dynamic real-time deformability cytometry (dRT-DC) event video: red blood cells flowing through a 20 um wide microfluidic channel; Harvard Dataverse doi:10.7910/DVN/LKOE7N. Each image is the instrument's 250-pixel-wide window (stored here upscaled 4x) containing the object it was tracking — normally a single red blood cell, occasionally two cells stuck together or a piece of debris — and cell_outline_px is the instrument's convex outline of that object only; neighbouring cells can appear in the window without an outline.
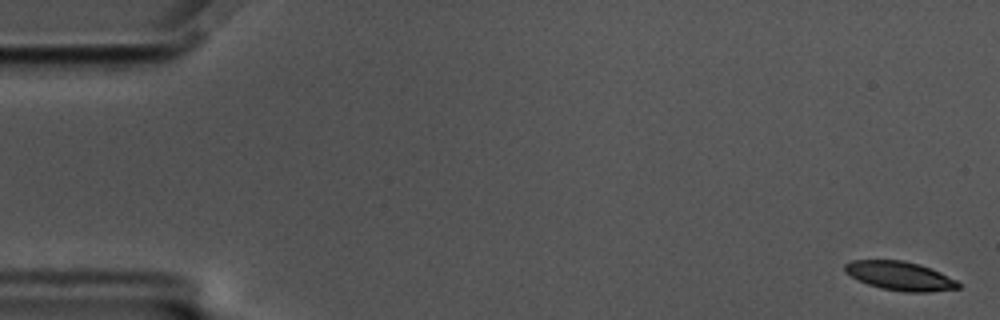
{"species": "common noctule bat (a hibernating species)", "species_latin": "Nyctalus noctula", "temperature_condition": "cold", "stored_images_in_passage": 59, "camera_frame_rate_fps": 3000, "um_per_image_px": 0.085, "animal": {"sex": "male", "body_mass_g": 17.5, "forearm_length_mm": 52.3}, "frame": {"image": 1, "passage_image": 2, "time_ms": 0.333, "image_size_px": [1000, 320], "cell_outline_px": [[960, 288], [928, 292], [904, 292], [880, 288], [868, 284], [844, 272], [844, 264], [852, 260], [904, 260], [920, 264], [932, 268], [956, 280], [960, 284]], "centroid_in_image_um": [76.5, 23.44], "position_along_channel_um": 8.5, "area_um2": 19.13}}
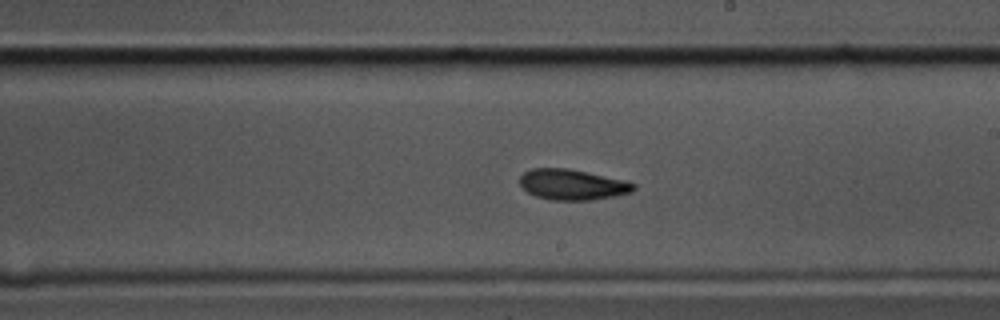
{"frame": {"image": 2, "passage_image": 34, "time_ms": 11.0, "image_size_px": [1000, 320], "cell_outline_px": [[636, 188], [632, 192], [616, 196], [592, 200], [552, 200], [536, 196], [528, 192], [520, 184], [520, 176], [524, 172], [532, 168], [568, 168], [624, 180], [636, 184]], "centroid_in_image_um": [48.67, 15.69], "position_along_channel_um": 240.3, "area_um2": 20.29}}
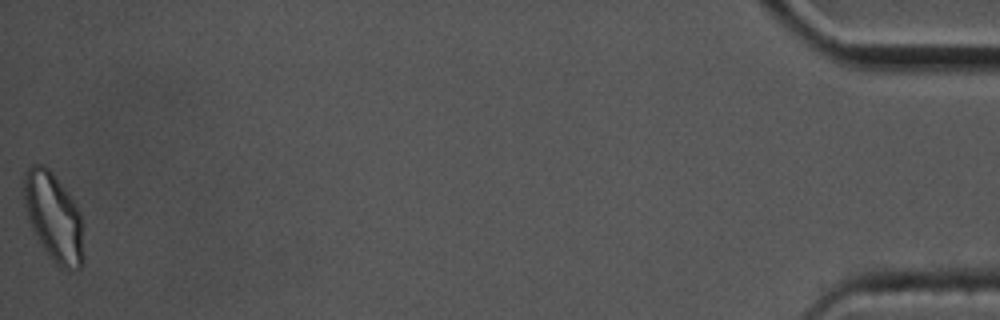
{"frame": {"image": 3, "passage_image": 59, "time_ms": 19.333, "image_size_px": [1000, 320], "cell_outline_px": [[84, 260], [80, 268], [72, 272], [68, 272], [60, 268], [52, 260], [44, 248], [32, 228], [28, 220], [24, 204], [20, 184], [24, 172], [32, 164], [44, 164], [52, 172], [68, 192], [76, 204], [80, 212], [84, 256]], "centroid_in_image_um": [4.54, 18.44], "position_along_channel_um": 430.7, "area_um2": 31.44}, "authors_computed_cell_mechanics": {"area_um2": 20.519, "velocity_mm_per_s": 3.455, "shape_relaxation_time_tau1_ms": 6.1693, "shape_relaxation_time_tau2_ms": 4.8526, "deformation_change_tau1": 0.147, "deformation_change_tau2": 0.1156}}